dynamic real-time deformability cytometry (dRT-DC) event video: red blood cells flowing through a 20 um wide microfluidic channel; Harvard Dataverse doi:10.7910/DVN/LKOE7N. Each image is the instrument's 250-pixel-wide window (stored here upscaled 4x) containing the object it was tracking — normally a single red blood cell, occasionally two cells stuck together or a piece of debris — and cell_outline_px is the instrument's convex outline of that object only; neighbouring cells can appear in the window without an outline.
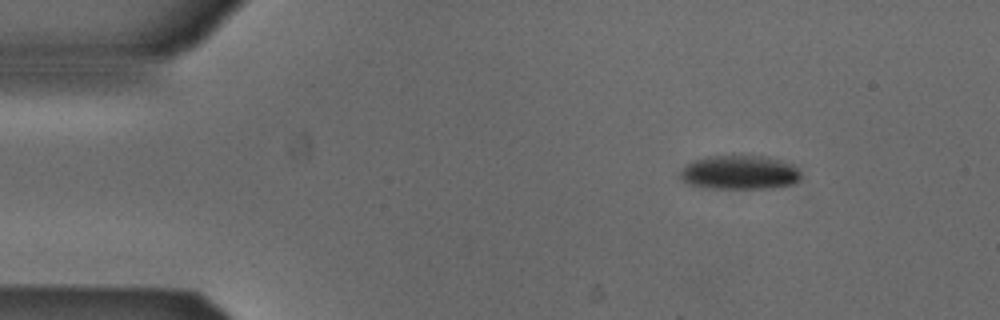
{"species": "Egyptian fruit bat (a non-hibernating species)", "species_latin": "Rousettus aegyptiacus", "temperature_condition": "cold", "stored_images_in_passage": 47, "camera_frame_rate_fps": 3000, "um_per_image_px": 0.085, "animal": {"sex": "male"}, "frame": {"image": 1, "passage_image": 1, "time_ms": 0.0, "image_size_px": [1000, 320], "cell_outline_px": [[800, 180], [792, 184], [772, 188], [704, 188], [688, 184], [680, 180], [680, 172], [688, 164], [696, 160], [712, 156], [764, 156], [780, 160], [792, 164], [800, 172]], "centroid_in_image_um": [62.87, 14.67], "position_along_channel_um": 22.1, "area_um2": 23.81}}
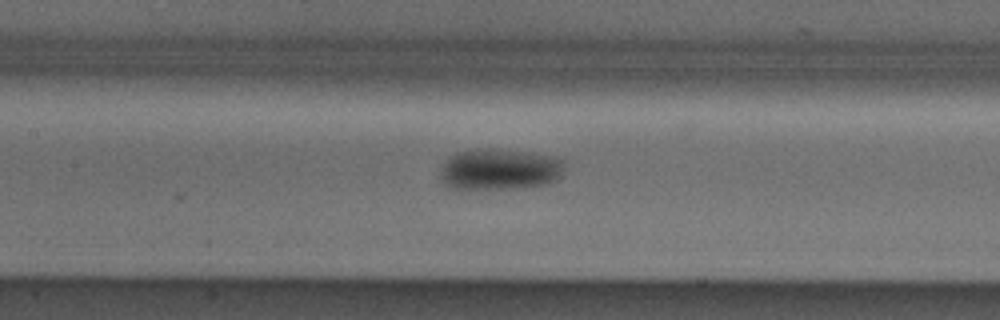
{"frame": {"image": 2, "passage_image": 18, "time_ms": 5.667, "image_size_px": [1000, 320], "cell_outline_px": [[564, 168], [560, 176], [556, 180], [548, 184], [516, 188], [452, 188], [440, 176], [440, 168], [456, 152], [488, 148], [492, 148], [528, 152], [560, 156], [564, 160]], "centroid_in_image_um": [42.56, 14.37], "position_along_channel_um": 164.8, "area_um2": 29.71}}
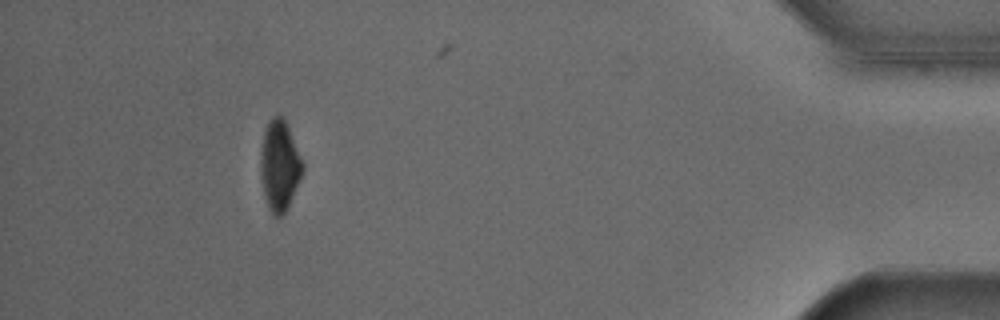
{"frame": {"image": 3, "passage_image": 42, "time_ms": 13.667, "image_size_px": [1000, 320], "cell_outline_px": [[304, 168], [288, 208], [280, 216], [272, 216], [268, 208], [264, 196], [260, 172], [260, 152], [264, 132], [268, 120], [272, 116], [284, 116], [304, 164]], "centroid_in_image_um": [23.75, 14.06], "position_along_channel_um": 411.5, "area_um2": 22.31}, "authors_computed_cell_mechanics": {"area_um2": 26.4724, "velocity_mm_per_s": 3.8797, "shape_relaxation_time_tau1_ms": 4.4405, "shape_relaxation_time_tau2_ms": null, "deformation_change_tau1": 0.0976, "deformation_change_tau2": null}}